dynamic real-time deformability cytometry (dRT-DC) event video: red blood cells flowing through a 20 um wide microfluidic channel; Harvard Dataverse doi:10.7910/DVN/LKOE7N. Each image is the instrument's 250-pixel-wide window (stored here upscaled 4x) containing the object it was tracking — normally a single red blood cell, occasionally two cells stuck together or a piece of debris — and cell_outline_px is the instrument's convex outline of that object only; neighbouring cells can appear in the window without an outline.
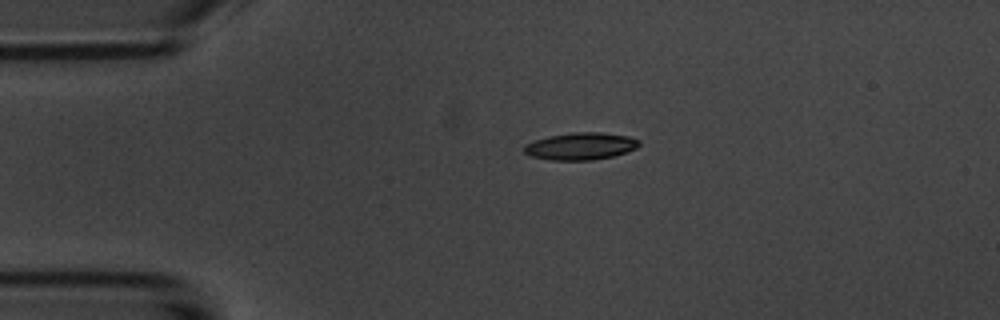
{"species": "common noctule bat (a hibernating species)", "species_latin": "Nyctalus noctula", "temperature_condition": "room temperature", "stored_images_in_passage": 2, "camera_frame_rate_fps": 3000, "um_per_image_px": 0.085, "animal": {"sex": "male", "body_mass_g": 20.1, "forearm_length_mm": 53.5}, "frame": {"image": 1, "passage_image": 1, "time_ms": 0.0, "image_size_px": [1000, 320], "cell_outline_px": [[640, 144], [636, 148], [612, 156], [592, 160], [552, 160], [532, 156], [524, 152], [524, 144], [532, 140], [548, 136], [572, 132], [600, 132], [628, 136], [640, 140]], "centroid_in_image_um": [49.32, 12.41], "position_along_channel_um": 35.7, "area_um2": 18.21}}